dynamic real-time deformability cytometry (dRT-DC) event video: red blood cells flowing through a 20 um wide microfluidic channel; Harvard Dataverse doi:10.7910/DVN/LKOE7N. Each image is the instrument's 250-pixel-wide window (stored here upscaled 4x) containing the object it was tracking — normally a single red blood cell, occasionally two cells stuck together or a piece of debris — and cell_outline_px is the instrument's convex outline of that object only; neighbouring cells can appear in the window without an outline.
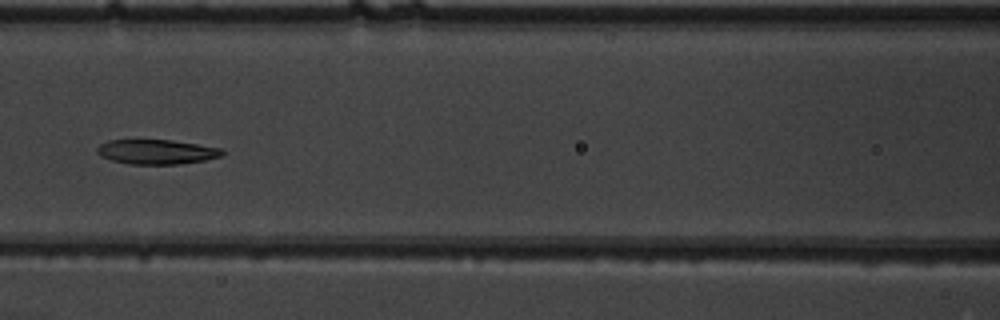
{"species": "common noctule bat (a hibernating species)", "species_latin": "Nyctalus noctula", "temperature_condition": "warm", "stored_images_in_passage": 6, "camera_frame_rate_fps": 3000, "um_per_image_px": 0.085, "animal": {"sex": "male", "body_mass_g": 19.5, "forearm_length_mm": 54.6}, "frame": {"image": 1, "passage_image": 6, "time_ms": 1.667, "image_size_px": [1000, 320], "cell_outline_px": [[224, 152], [220, 156], [204, 160], [176, 164], [128, 164], [112, 160], [100, 156], [96, 152], [96, 148], [100, 144], [108, 140], [172, 140], [220, 148]], "centroid_in_image_um": [13.25, 12.9], "position_along_channel_um": 153.4, "area_um2": 17.8}}